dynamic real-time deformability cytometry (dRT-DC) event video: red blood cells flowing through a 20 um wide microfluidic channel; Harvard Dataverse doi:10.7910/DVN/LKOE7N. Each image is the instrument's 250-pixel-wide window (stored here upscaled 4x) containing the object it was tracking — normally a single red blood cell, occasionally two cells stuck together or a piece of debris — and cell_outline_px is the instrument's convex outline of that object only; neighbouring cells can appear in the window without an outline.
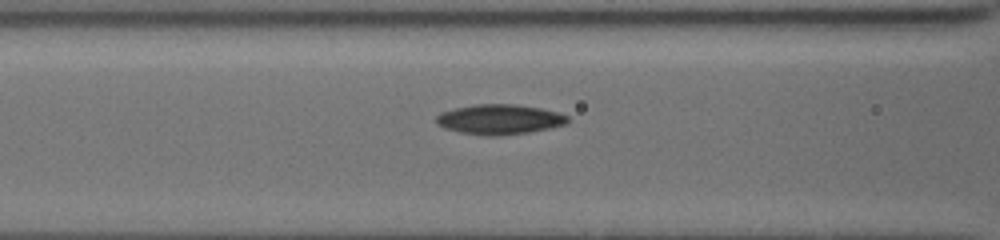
{"species": "common noctule bat (a hibernating species)", "species_latin": "Nyctalus noctula", "temperature_condition": "cold", "stored_images_in_passage": 34, "camera_frame_rate_fps": 3000, "um_per_image_px": 0.085, "animal": {"sex": "female", "body_mass_g": 19.5, "forearm_length_mm": 54.1}, "frame": {"image": 1, "passage_image": 7, "time_ms": 1.0, "image_size_px": [1000, 240], "cell_outline_px": [[568, 120], [564, 124], [548, 128], [528, 132], [496, 136], [492, 136], [460, 132], [448, 128], [440, 124], [436, 120], [436, 116], [444, 112], [456, 108], [476, 104], [516, 104], [540, 108], [556, 112], [568, 116]], "centroid_in_image_um": [42.48, 10.14], "position_along_channel_um": 124.1, "area_um2": 22.37}}
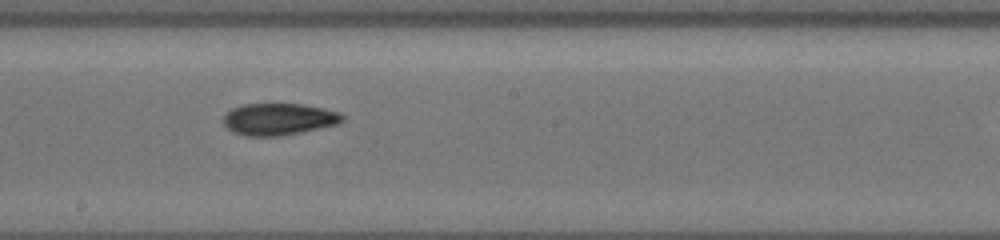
{"frame": {"image": 2, "passage_image": 23, "time_ms": 3.667, "image_size_px": [1000, 240], "cell_outline_px": [[344, 120], [336, 124], [300, 132], [280, 136], [244, 136], [228, 128], [224, 124], [224, 116], [232, 108], [244, 104], [304, 104], [324, 108], [340, 112], [344, 116]], "centroid_in_image_um": [23.71, 10.12], "position_along_channel_um": 224.5, "area_um2": 21.91}}
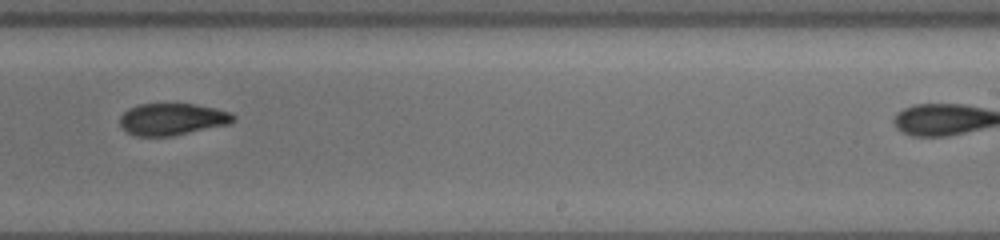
{"frame": {"image": 3, "passage_image": 31, "time_ms": 5.0, "image_size_px": [1000, 240], "cell_outline_px": [[236, 116], [228, 124], [172, 136], [136, 136], [128, 132], [120, 124], [120, 116], [128, 108], [140, 104], [196, 104], [216, 108], [228, 112]], "centroid_in_image_um": [14.62, 10.13], "position_along_channel_um": 274.4, "area_um2": 20.87}}